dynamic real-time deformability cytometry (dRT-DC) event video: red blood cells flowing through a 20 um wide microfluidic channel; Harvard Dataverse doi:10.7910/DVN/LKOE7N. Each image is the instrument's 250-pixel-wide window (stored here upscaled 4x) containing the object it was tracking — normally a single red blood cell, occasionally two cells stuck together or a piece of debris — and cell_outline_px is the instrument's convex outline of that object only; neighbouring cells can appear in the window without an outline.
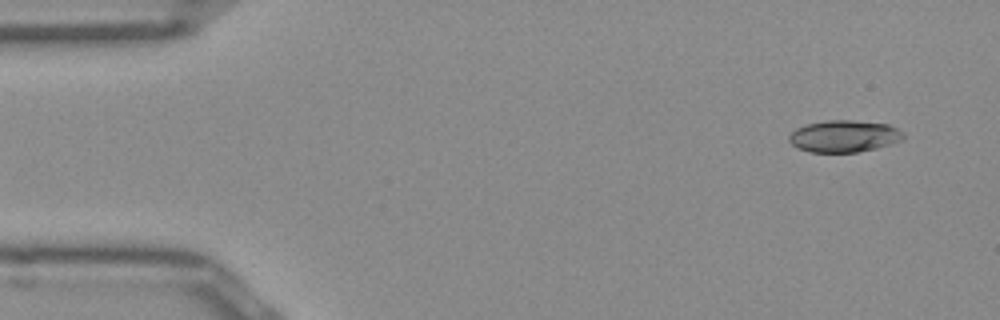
{"species": "Egyptian fruit bat (a non-hibernating species)", "species_latin": "Rousettus aegyptiacus", "temperature_condition": "room temperature", "stored_images_in_passage": 48, "camera_frame_rate_fps": 3000, "um_per_image_px": 0.085, "frame": {"image": 1, "passage_image": 1, "time_ms": 0.0, "image_size_px": [1000, 320], "cell_outline_px": [[904, 140], [892, 144], [876, 148], [856, 152], [808, 152], [796, 148], [788, 140], [788, 136], [796, 128], [808, 124], [828, 120], [852, 120], [888, 124], [904, 132]], "centroid_in_image_um": [71.76, 11.58], "position_along_channel_um": 13.2, "area_um2": 21.39}}
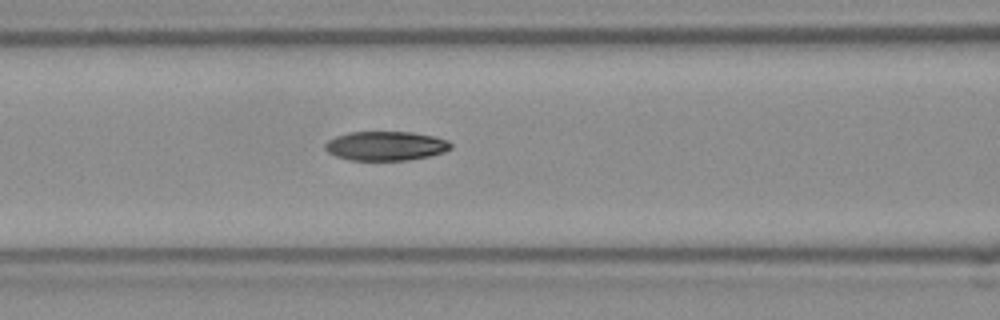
{"frame": {"image": 2, "passage_image": 18, "time_ms": 5.667, "image_size_px": [1000, 320], "cell_outline_px": [[452, 148], [444, 152], [428, 156], [408, 160], [348, 160], [336, 156], [328, 152], [324, 148], [324, 144], [328, 140], [336, 136], [348, 132], [412, 132], [436, 136], [448, 140], [452, 144]], "centroid_in_image_um": [32.79, 12.4], "position_along_channel_um": 133.8, "area_um2": 21.56}}
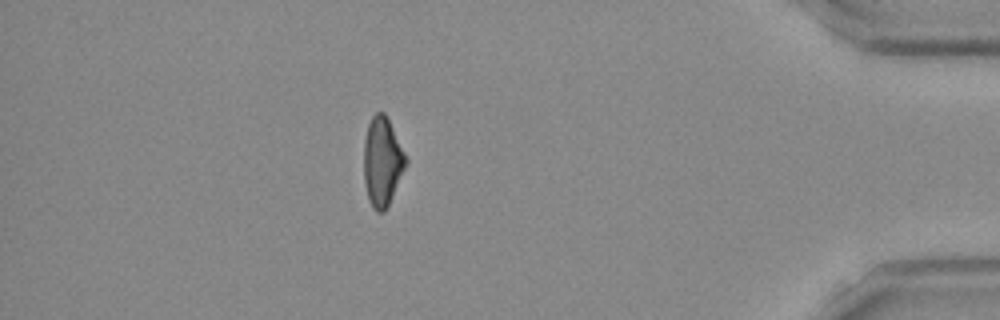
{"frame": {"image": 3, "passage_image": 42, "time_ms": 13.667, "image_size_px": [1000, 320], "cell_outline_px": [[408, 160], [388, 204], [384, 212], [376, 212], [372, 208], [368, 200], [364, 184], [364, 140], [368, 124], [372, 116], [376, 112], [384, 112]], "centroid_in_image_um": [32.46, 13.75], "position_along_channel_um": 402.7, "area_um2": 21.44}, "authors_computed_cell_mechanics": {"area_um2": 21.675, "velocity_mm_per_s": 3.9637, "shape_relaxation_time_tau1_ms": 5.6863, "shape_relaxation_time_tau2_ms": null, "deformation_change_tau1": 0.1864, "deformation_change_tau2": null}}